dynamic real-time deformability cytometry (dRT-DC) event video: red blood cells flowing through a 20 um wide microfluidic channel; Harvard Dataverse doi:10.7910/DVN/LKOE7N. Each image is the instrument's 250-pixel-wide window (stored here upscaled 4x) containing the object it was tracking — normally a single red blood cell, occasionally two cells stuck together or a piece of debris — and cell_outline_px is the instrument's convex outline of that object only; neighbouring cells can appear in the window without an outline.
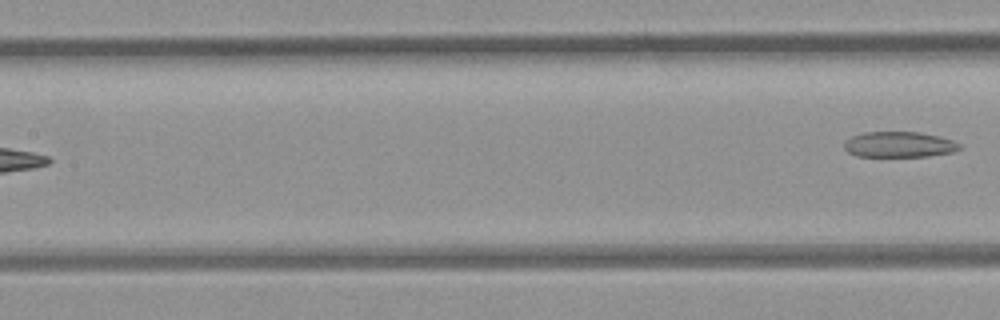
{"species": "common noctule bat (a hibernating species)", "species_latin": "Nyctalus noctula", "temperature_condition": "room temperature", "stored_images_in_passage": 8, "segment_of_instrument_passage": [2, 2], "camera_frame_rate_fps": 3000, "um_per_image_px": 0.085, "animal": {"sex": "female", "body_mass_g": 21.9}, "frame": {"image": 1, "passage_image": 8, "time_ms": 9.0, "image_size_px": [1000, 320], "cell_outline_px": [[960, 148], [952, 152], [928, 156], [856, 156], [848, 152], [844, 148], [844, 144], [852, 136], [864, 132], [920, 132], [940, 136], [952, 140], [960, 144]], "centroid_in_image_um": [76.43, 12.28], "position_along_channel_um": 131.0, "area_um2": 17.11}}